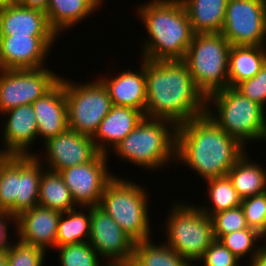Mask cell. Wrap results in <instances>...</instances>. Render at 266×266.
I'll list each match as a JSON object with an SVG mask.
<instances>
[{
	"label": "cell",
	"instance_id": "ba28073f",
	"mask_svg": "<svg viewBox=\"0 0 266 266\" xmlns=\"http://www.w3.org/2000/svg\"><path fill=\"white\" fill-rule=\"evenodd\" d=\"M231 44L221 33L194 34L184 62L197 88L207 98L229 87L228 63Z\"/></svg>",
	"mask_w": 266,
	"mask_h": 266
},
{
	"label": "cell",
	"instance_id": "d6986e66",
	"mask_svg": "<svg viewBox=\"0 0 266 266\" xmlns=\"http://www.w3.org/2000/svg\"><path fill=\"white\" fill-rule=\"evenodd\" d=\"M38 125V137L48 139L68 129L67 102L65 96V78L44 96L32 103Z\"/></svg>",
	"mask_w": 266,
	"mask_h": 266
},
{
	"label": "cell",
	"instance_id": "f546056e",
	"mask_svg": "<svg viewBox=\"0 0 266 266\" xmlns=\"http://www.w3.org/2000/svg\"><path fill=\"white\" fill-rule=\"evenodd\" d=\"M207 193L212 206H199L203 213L208 216L235 208L241 205L242 199L238 195L228 175L205 180Z\"/></svg>",
	"mask_w": 266,
	"mask_h": 266
},
{
	"label": "cell",
	"instance_id": "6da1fadb",
	"mask_svg": "<svg viewBox=\"0 0 266 266\" xmlns=\"http://www.w3.org/2000/svg\"><path fill=\"white\" fill-rule=\"evenodd\" d=\"M145 79V117L179 126L206 113L207 98L195 85L183 60L145 59Z\"/></svg>",
	"mask_w": 266,
	"mask_h": 266
},
{
	"label": "cell",
	"instance_id": "ac0fdd59",
	"mask_svg": "<svg viewBox=\"0 0 266 266\" xmlns=\"http://www.w3.org/2000/svg\"><path fill=\"white\" fill-rule=\"evenodd\" d=\"M61 212L35 206L16 217L17 238L29 245L44 249L56 248V236Z\"/></svg>",
	"mask_w": 266,
	"mask_h": 266
},
{
	"label": "cell",
	"instance_id": "9a60e30c",
	"mask_svg": "<svg viewBox=\"0 0 266 266\" xmlns=\"http://www.w3.org/2000/svg\"><path fill=\"white\" fill-rule=\"evenodd\" d=\"M44 144L46 150L44 160L42 157L39 158L41 154L34 153V155L41 160L45 169L53 172L91 162L100 154L92 137L70 129L48 139Z\"/></svg>",
	"mask_w": 266,
	"mask_h": 266
},
{
	"label": "cell",
	"instance_id": "30bf717a",
	"mask_svg": "<svg viewBox=\"0 0 266 266\" xmlns=\"http://www.w3.org/2000/svg\"><path fill=\"white\" fill-rule=\"evenodd\" d=\"M68 129L93 137L113 104L107 88L97 78L83 84L65 79Z\"/></svg>",
	"mask_w": 266,
	"mask_h": 266
},
{
	"label": "cell",
	"instance_id": "9c48e42d",
	"mask_svg": "<svg viewBox=\"0 0 266 266\" xmlns=\"http://www.w3.org/2000/svg\"><path fill=\"white\" fill-rule=\"evenodd\" d=\"M172 203L165 219L166 243L193 265L215 240L212 219L198 205Z\"/></svg>",
	"mask_w": 266,
	"mask_h": 266
},
{
	"label": "cell",
	"instance_id": "4dcf8cb0",
	"mask_svg": "<svg viewBox=\"0 0 266 266\" xmlns=\"http://www.w3.org/2000/svg\"><path fill=\"white\" fill-rule=\"evenodd\" d=\"M218 240L240 260L248 254L251 256L249 260H252L260 251V247L256 245L257 241H261L260 234L249 227L221 236Z\"/></svg>",
	"mask_w": 266,
	"mask_h": 266
},
{
	"label": "cell",
	"instance_id": "5b68a950",
	"mask_svg": "<svg viewBox=\"0 0 266 266\" xmlns=\"http://www.w3.org/2000/svg\"><path fill=\"white\" fill-rule=\"evenodd\" d=\"M206 104V114L242 145L253 140H266V108L243 96L234 87L210 94Z\"/></svg>",
	"mask_w": 266,
	"mask_h": 266
},
{
	"label": "cell",
	"instance_id": "44dd1931",
	"mask_svg": "<svg viewBox=\"0 0 266 266\" xmlns=\"http://www.w3.org/2000/svg\"><path fill=\"white\" fill-rule=\"evenodd\" d=\"M144 117L145 115L137 109L113 105L92 137L98 151L109 155V148L110 151L114 150Z\"/></svg>",
	"mask_w": 266,
	"mask_h": 266
},
{
	"label": "cell",
	"instance_id": "1f68e13d",
	"mask_svg": "<svg viewBox=\"0 0 266 266\" xmlns=\"http://www.w3.org/2000/svg\"><path fill=\"white\" fill-rule=\"evenodd\" d=\"M60 266H106L89 242L56 247Z\"/></svg>",
	"mask_w": 266,
	"mask_h": 266
},
{
	"label": "cell",
	"instance_id": "f6af8a7d",
	"mask_svg": "<svg viewBox=\"0 0 266 266\" xmlns=\"http://www.w3.org/2000/svg\"><path fill=\"white\" fill-rule=\"evenodd\" d=\"M98 6H101L102 4V2H103V0H93Z\"/></svg>",
	"mask_w": 266,
	"mask_h": 266
},
{
	"label": "cell",
	"instance_id": "d590c367",
	"mask_svg": "<svg viewBox=\"0 0 266 266\" xmlns=\"http://www.w3.org/2000/svg\"><path fill=\"white\" fill-rule=\"evenodd\" d=\"M243 96L266 107V63L252 78L238 83L234 87Z\"/></svg>",
	"mask_w": 266,
	"mask_h": 266
},
{
	"label": "cell",
	"instance_id": "f1b7e54d",
	"mask_svg": "<svg viewBox=\"0 0 266 266\" xmlns=\"http://www.w3.org/2000/svg\"><path fill=\"white\" fill-rule=\"evenodd\" d=\"M61 213L58 222L56 247L80 244L89 241L91 226V207L85 213L81 207ZM78 211V212H77ZM84 212V213H83Z\"/></svg>",
	"mask_w": 266,
	"mask_h": 266
},
{
	"label": "cell",
	"instance_id": "7a4b0ae2",
	"mask_svg": "<svg viewBox=\"0 0 266 266\" xmlns=\"http://www.w3.org/2000/svg\"><path fill=\"white\" fill-rule=\"evenodd\" d=\"M247 146L228 135L208 114L177 126L176 161L203 180L225 176Z\"/></svg>",
	"mask_w": 266,
	"mask_h": 266
},
{
	"label": "cell",
	"instance_id": "7bdbcfd3",
	"mask_svg": "<svg viewBox=\"0 0 266 266\" xmlns=\"http://www.w3.org/2000/svg\"><path fill=\"white\" fill-rule=\"evenodd\" d=\"M11 3L9 0H0V12H2L5 8L10 6Z\"/></svg>",
	"mask_w": 266,
	"mask_h": 266
},
{
	"label": "cell",
	"instance_id": "bcb514c9",
	"mask_svg": "<svg viewBox=\"0 0 266 266\" xmlns=\"http://www.w3.org/2000/svg\"><path fill=\"white\" fill-rule=\"evenodd\" d=\"M11 4H18L21 0H9Z\"/></svg>",
	"mask_w": 266,
	"mask_h": 266
},
{
	"label": "cell",
	"instance_id": "7402d4cb",
	"mask_svg": "<svg viewBox=\"0 0 266 266\" xmlns=\"http://www.w3.org/2000/svg\"><path fill=\"white\" fill-rule=\"evenodd\" d=\"M0 36H58L46 13L11 4L0 12Z\"/></svg>",
	"mask_w": 266,
	"mask_h": 266
},
{
	"label": "cell",
	"instance_id": "5bb4252c",
	"mask_svg": "<svg viewBox=\"0 0 266 266\" xmlns=\"http://www.w3.org/2000/svg\"><path fill=\"white\" fill-rule=\"evenodd\" d=\"M88 242L106 264H131L135 242L99 206L91 207Z\"/></svg>",
	"mask_w": 266,
	"mask_h": 266
},
{
	"label": "cell",
	"instance_id": "2e32d148",
	"mask_svg": "<svg viewBox=\"0 0 266 266\" xmlns=\"http://www.w3.org/2000/svg\"><path fill=\"white\" fill-rule=\"evenodd\" d=\"M59 36H0V69L45 67L50 48ZM46 57V58H45Z\"/></svg>",
	"mask_w": 266,
	"mask_h": 266
},
{
	"label": "cell",
	"instance_id": "8992f818",
	"mask_svg": "<svg viewBox=\"0 0 266 266\" xmlns=\"http://www.w3.org/2000/svg\"><path fill=\"white\" fill-rule=\"evenodd\" d=\"M42 165L35 155L0 157V211L17 217L38 206Z\"/></svg>",
	"mask_w": 266,
	"mask_h": 266
},
{
	"label": "cell",
	"instance_id": "7c38bea8",
	"mask_svg": "<svg viewBox=\"0 0 266 266\" xmlns=\"http://www.w3.org/2000/svg\"><path fill=\"white\" fill-rule=\"evenodd\" d=\"M221 34L231 46L266 45V0H228Z\"/></svg>",
	"mask_w": 266,
	"mask_h": 266
},
{
	"label": "cell",
	"instance_id": "e0dca14e",
	"mask_svg": "<svg viewBox=\"0 0 266 266\" xmlns=\"http://www.w3.org/2000/svg\"><path fill=\"white\" fill-rule=\"evenodd\" d=\"M2 114L3 117L6 114L4 131H2V142L5 148L0 149V153L18 156L34 155L29 151V147L38 138V125L32 104L18 106Z\"/></svg>",
	"mask_w": 266,
	"mask_h": 266
},
{
	"label": "cell",
	"instance_id": "e575fe53",
	"mask_svg": "<svg viewBox=\"0 0 266 266\" xmlns=\"http://www.w3.org/2000/svg\"><path fill=\"white\" fill-rule=\"evenodd\" d=\"M246 223L259 234L266 228V192L242 200Z\"/></svg>",
	"mask_w": 266,
	"mask_h": 266
},
{
	"label": "cell",
	"instance_id": "3957f363",
	"mask_svg": "<svg viewBox=\"0 0 266 266\" xmlns=\"http://www.w3.org/2000/svg\"><path fill=\"white\" fill-rule=\"evenodd\" d=\"M136 14L149 34L142 44V58L184 60L194 32L181 0H151L140 4Z\"/></svg>",
	"mask_w": 266,
	"mask_h": 266
},
{
	"label": "cell",
	"instance_id": "484cf974",
	"mask_svg": "<svg viewBox=\"0 0 266 266\" xmlns=\"http://www.w3.org/2000/svg\"><path fill=\"white\" fill-rule=\"evenodd\" d=\"M247 153L227 174L242 200L266 192V170L259 163L249 160Z\"/></svg>",
	"mask_w": 266,
	"mask_h": 266
},
{
	"label": "cell",
	"instance_id": "8fae6325",
	"mask_svg": "<svg viewBox=\"0 0 266 266\" xmlns=\"http://www.w3.org/2000/svg\"><path fill=\"white\" fill-rule=\"evenodd\" d=\"M61 77L46 67L0 69V114L32 104L48 93Z\"/></svg>",
	"mask_w": 266,
	"mask_h": 266
},
{
	"label": "cell",
	"instance_id": "60d3db41",
	"mask_svg": "<svg viewBox=\"0 0 266 266\" xmlns=\"http://www.w3.org/2000/svg\"><path fill=\"white\" fill-rule=\"evenodd\" d=\"M0 266H8L7 251H0Z\"/></svg>",
	"mask_w": 266,
	"mask_h": 266
},
{
	"label": "cell",
	"instance_id": "603a6c76",
	"mask_svg": "<svg viewBox=\"0 0 266 266\" xmlns=\"http://www.w3.org/2000/svg\"><path fill=\"white\" fill-rule=\"evenodd\" d=\"M194 34L221 33L228 0H181Z\"/></svg>",
	"mask_w": 266,
	"mask_h": 266
},
{
	"label": "cell",
	"instance_id": "74e56055",
	"mask_svg": "<svg viewBox=\"0 0 266 266\" xmlns=\"http://www.w3.org/2000/svg\"><path fill=\"white\" fill-rule=\"evenodd\" d=\"M16 226V217L6 211H0V251H8L11 243L8 241V225L10 222ZM13 221V222H12ZM10 243V244H9Z\"/></svg>",
	"mask_w": 266,
	"mask_h": 266
},
{
	"label": "cell",
	"instance_id": "8d00e7d4",
	"mask_svg": "<svg viewBox=\"0 0 266 266\" xmlns=\"http://www.w3.org/2000/svg\"><path fill=\"white\" fill-rule=\"evenodd\" d=\"M200 261L204 262V266H239L240 259L232 254L219 240L215 239Z\"/></svg>",
	"mask_w": 266,
	"mask_h": 266
},
{
	"label": "cell",
	"instance_id": "b9f144b4",
	"mask_svg": "<svg viewBox=\"0 0 266 266\" xmlns=\"http://www.w3.org/2000/svg\"><path fill=\"white\" fill-rule=\"evenodd\" d=\"M265 237V238H264ZM260 239L265 241V244L261 246L260 244V251L266 254V228L260 233Z\"/></svg>",
	"mask_w": 266,
	"mask_h": 266
},
{
	"label": "cell",
	"instance_id": "cb8c5ba5",
	"mask_svg": "<svg viewBox=\"0 0 266 266\" xmlns=\"http://www.w3.org/2000/svg\"><path fill=\"white\" fill-rule=\"evenodd\" d=\"M266 63L264 46H231L229 51V87L254 77Z\"/></svg>",
	"mask_w": 266,
	"mask_h": 266
},
{
	"label": "cell",
	"instance_id": "83f0119b",
	"mask_svg": "<svg viewBox=\"0 0 266 266\" xmlns=\"http://www.w3.org/2000/svg\"><path fill=\"white\" fill-rule=\"evenodd\" d=\"M151 239L134 244L132 266H193L166 242L156 245Z\"/></svg>",
	"mask_w": 266,
	"mask_h": 266
},
{
	"label": "cell",
	"instance_id": "ee69618b",
	"mask_svg": "<svg viewBox=\"0 0 266 266\" xmlns=\"http://www.w3.org/2000/svg\"><path fill=\"white\" fill-rule=\"evenodd\" d=\"M106 266H132L131 264H106Z\"/></svg>",
	"mask_w": 266,
	"mask_h": 266
},
{
	"label": "cell",
	"instance_id": "4fadbf2b",
	"mask_svg": "<svg viewBox=\"0 0 266 266\" xmlns=\"http://www.w3.org/2000/svg\"><path fill=\"white\" fill-rule=\"evenodd\" d=\"M108 155L99 154L93 161L59 171L75 205L84 209L99 206L108 183L116 176L108 170Z\"/></svg>",
	"mask_w": 266,
	"mask_h": 266
},
{
	"label": "cell",
	"instance_id": "d4e9b609",
	"mask_svg": "<svg viewBox=\"0 0 266 266\" xmlns=\"http://www.w3.org/2000/svg\"><path fill=\"white\" fill-rule=\"evenodd\" d=\"M99 6L93 0H49L47 19L51 28L60 35L88 18Z\"/></svg>",
	"mask_w": 266,
	"mask_h": 266
},
{
	"label": "cell",
	"instance_id": "836d02e7",
	"mask_svg": "<svg viewBox=\"0 0 266 266\" xmlns=\"http://www.w3.org/2000/svg\"><path fill=\"white\" fill-rule=\"evenodd\" d=\"M214 238L248 228L241 206L217 212L211 216Z\"/></svg>",
	"mask_w": 266,
	"mask_h": 266
},
{
	"label": "cell",
	"instance_id": "ab89813d",
	"mask_svg": "<svg viewBox=\"0 0 266 266\" xmlns=\"http://www.w3.org/2000/svg\"><path fill=\"white\" fill-rule=\"evenodd\" d=\"M249 263L250 266H266V254L259 251Z\"/></svg>",
	"mask_w": 266,
	"mask_h": 266
},
{
	"label": "cell",
	"instance_id": "d6a6232c",
	"mask_svg": "<svg viewBox=\"0 0 266 266\" xmlns=\"http://www.w3.org/2000/svg\"><path fill=\"white\" fill-rule=\"evenodd\" d=\"M18 241V242H17ZM7 251L8 266H43L46 251L17 239Z\"/></svg>",
	"mask_w": 266,
	"mask_h": 266
},
{
	"label": "cell",
	"instance_id": "f35d334b",
	"mask_svg": "<svg viewBox=\"0 0 266 266\" xmlns=\"http://www.w3.org/2000/svg\"><path fill=\"white\" fill-rule=\"evenodd\" d=\"M49 0H21L18 4L47 13Z\"/></svg>",
	"mask_w": 266,
	"mask_h": 266
},
{
	"label": "cell",
	"instance_id": "4316f807",
	"mask_svg": "<svg viewBox=\"0 0 266 266\" xmlns=\"http://www.w3.org/2000/svg\"><path fill=\"white\" fill-rule=\"evenodd\" d=\"M38 205L61 213L78 207L75 205L70 190L59 172L47 169L42 172Z\"/></svg>",
	"mask_w": 266,
	"mask_h": 266
},
{
	"label": "cell",
	"instance_id": "ffe728a7",
	"mask_svg": "<svg viewBox=\"0 0 266 266\" xmlns=\"http://www.w3.org/2000/svg\"><path fill=\"white\" fill-rule=\"evenodd\" d=\"M141 66L137 72L131 69L119 71L115 77H102L99 79L107 88L109 96L114 106L131 107L141 111L145 115L146 111V79H145V59H141Z\"/></svg>",
	"mask_w": 266,
	"mask_h": 266
},
{
	"label": "cell",
	"instance_id": "277c9868",
	"mask_svg": "<svg viewBox=\"0 0 266 266\" xmlns=\"http://www.w3.org/2000/svg\"><path fill=\"white\" fill-rule=\"evenodd\" d=\"M176 146L177 126L174 123L144 117L113 152L137 167L157 170L166 167L168 161L176 162Z\"/></svg>",
	"mask_w": 266,
	"mask_h": 266
},
{
	"label": "cell",
	"instance_id": "52a82bcc",
	"mask_svg": "<svg viewBox=\"0 0 266 266\" xmlns=\"http://www.w3.org/2000/svg\"><path fill=\"white\" fill-rule=\"evenodd\" d=\"M116 175L106 186L99 207L136 243L150 238L149 195L140 184Z\"/></svg>",
	"mask_w": 266,
	"mask_h": 266
}]
</instances>
